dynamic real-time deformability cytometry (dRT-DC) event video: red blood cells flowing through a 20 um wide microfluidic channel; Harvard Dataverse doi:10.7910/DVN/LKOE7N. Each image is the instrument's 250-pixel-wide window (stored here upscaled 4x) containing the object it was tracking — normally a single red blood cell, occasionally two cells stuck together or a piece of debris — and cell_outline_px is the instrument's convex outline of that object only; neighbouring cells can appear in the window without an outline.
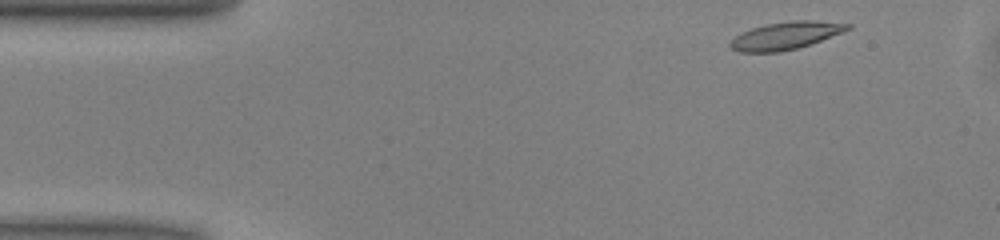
{"species": "common noctule bat (a hibernating species)", "species_latin": "Nyctalus noctula", "temperature_condition": "warm", "stored_images_in_passage": 36, "camera_frame_rate_fps": 3000, "um_per_image_px": 0.085, "animal": {"sex": "male", "body_mass_g": 13.0, "forearm_length_mm": 53.1}, "frame": {"image": 1, "passage_image": 1, "time_ms": 0.0, "image_size_px": [1000, 240], "cell_outline_px": [[852, 28], [812, 44], [780, 52], [740, 52], [732, 48], [728, 44], [736, 36], [752, 28], [764, 24], [792, 20], [816, 20], [852, 24]], "centroid_in_image_um": [66.82, 3.02], "position_along_channel_um": 18.2, "area_um2": 18.84}}
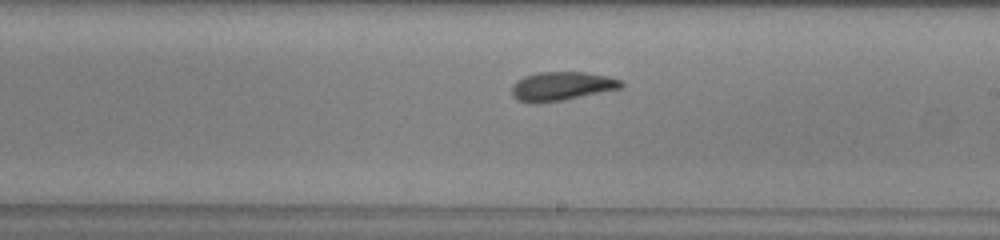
{"frame": {"image": 2, "passage_image": 24, "time_ms": 7.667, "image_size_px": [1000, 240], "cell_outline_px": [[624, 84], [620, 88], [560, 100], [520, 100], [512, 96], [512, 84], [516, 80], [524, 76], [540, 72], [584, 72], [608, 76], [620, 80]], "centroid_in_image_um": [47.75, 7.27], "position_along_channel_um": 241.2, "area_um2": 17.51}}
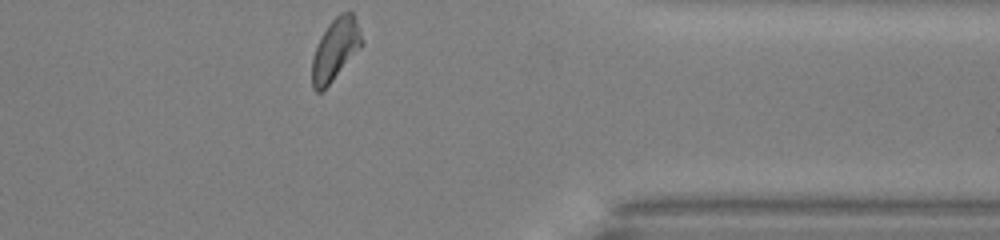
{"frame": {"image": 3, "passage_image": 36, "time_ms": 11.667, "image_size_px": [1000, 240], "cell_outline_px": [[364, 44], [332, 80], [320, 92], [316, 92], [312, 88], [312, 60], [316, 48], [328, 24], [340, 12], [352, 12], [360, 28], [364, 40]], "centroid_in_image_um": [28.53, 4.18], "position_along_channel_um": 382.9, "area_um2": 17.63}, "authors_computed_cell_mechanics": {"area_um2": 18.2648, "velocity_mm_per_s": 3.9939, "shape_relaxation_time_tau1_ms": 4.0161, "shape_relaxation_time_tau2_ms": 2.4213, "deformation_change_tau1": 0.1325, "deformation_change_tau2": 0.0841}}